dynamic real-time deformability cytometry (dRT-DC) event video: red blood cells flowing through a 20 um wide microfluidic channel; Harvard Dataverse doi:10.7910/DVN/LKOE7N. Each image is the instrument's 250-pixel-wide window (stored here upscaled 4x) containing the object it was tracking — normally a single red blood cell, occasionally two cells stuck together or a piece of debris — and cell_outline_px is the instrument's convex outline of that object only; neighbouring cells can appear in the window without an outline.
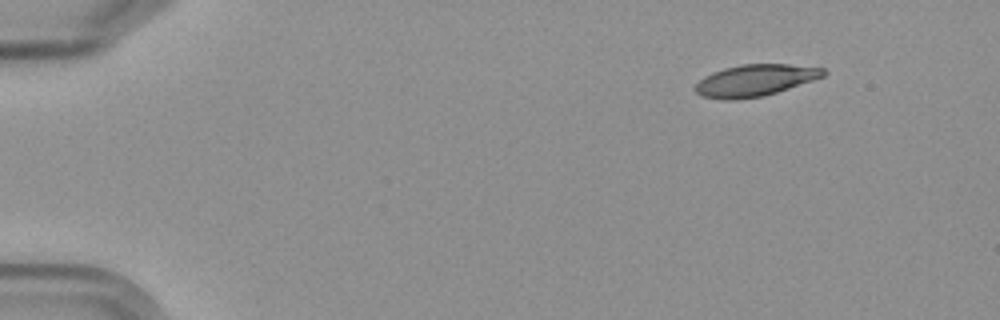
{"species": "Egyptian fruit bat (a non-hibernating species)", "species_latin": "Rousettus aegyptiacus", "temperature_condition": "cold", "stored_images_in_passage": 4, "camera_frame_rate_fps": 3000, "um_per_image_px": 0.085, "frame": {"image": 1, "passage_image": 1, "time_ms": 0.0, "image_size_px": [1000, 320], "cell_outline_px": [[828, 72], [824, 76], [776, 92], [760, 96], [732, 100], [724, 100], [700, 96], [692, 88], [704, 76], [712, 72], [724, 68], [740, 64], [788, 64], [824, 68]], "centroid_in_image_um": [64.13, 6.82], "position_along_channel_um": 20.9, "area_um2": 23.58}}
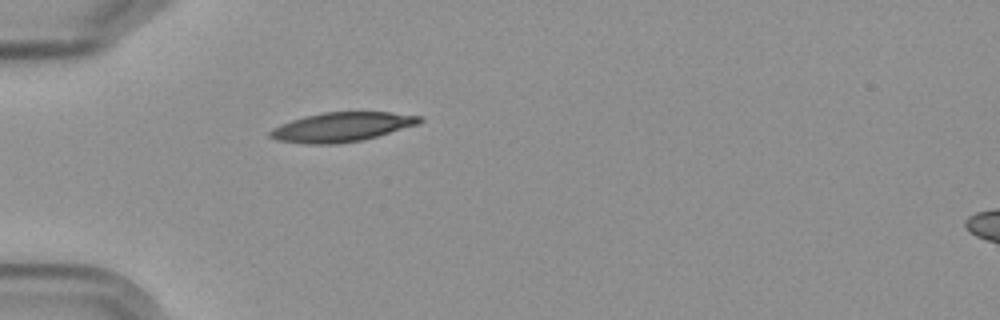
{"frame": {"image": 2, "passage_image": 4, "time_ms": 3.667, "image_size_px": [1000, 320], "cell_outline_px": [[424, 120], [420, 124], [364, 140], [336, 144], [304, 144], [276, 140], [268, 136], [268, 132], [272, 128], [280, 124], [304, 116], [324, 112], [392, 112], [424, 116]], "centroid_in_image_um": [29.08, 10.8], "position_along_channel_um": 55.9, "area_um2": 25.95}}